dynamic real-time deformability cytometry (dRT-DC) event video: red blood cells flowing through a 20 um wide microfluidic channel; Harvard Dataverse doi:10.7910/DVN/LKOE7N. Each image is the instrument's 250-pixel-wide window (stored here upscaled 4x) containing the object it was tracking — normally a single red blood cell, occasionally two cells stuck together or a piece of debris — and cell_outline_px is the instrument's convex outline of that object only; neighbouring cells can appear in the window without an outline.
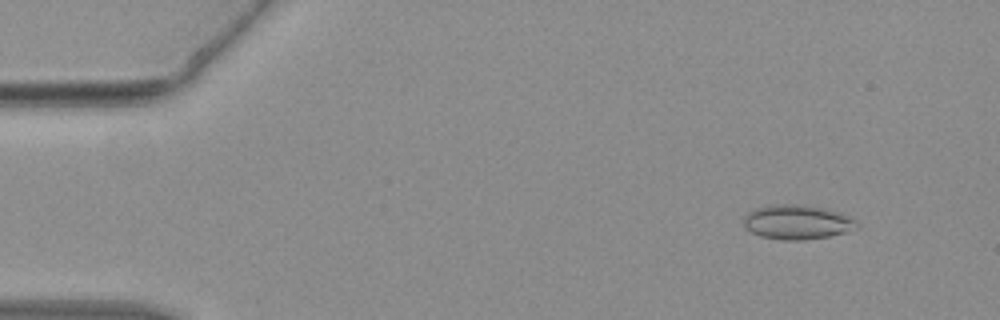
{"species": "common noctule bat (a hibernating species)", "species_latin": "Nyctalus noctula", "temperature_condition": "warm", "stored_images_in_passage": 17, "camera_frame_rate_fps": 3000, "um_per_image_px": 0.085, "animal": {"sex": "female", "body_mass_g": 19.3, "forearm_length_mm": 54.1}, "frame": {"image": 1, "passage_image": 5, "time_ms": 1.333, "image_size_px": [1000, 320], "cell_outline_px": [[860, 228], [848, 232], [828, 236], [804, 240], [780, 240], [760, 236], [744, 228], [744, 216], [748, 212], [756, 208], [776, 204], [808, 204], [840, 212], [852, 216], [860, 224]], "centroid_in_image_um": [67.82, 18.87], "position_along_channel_um": 17.2, "area_um2": 23.24}}
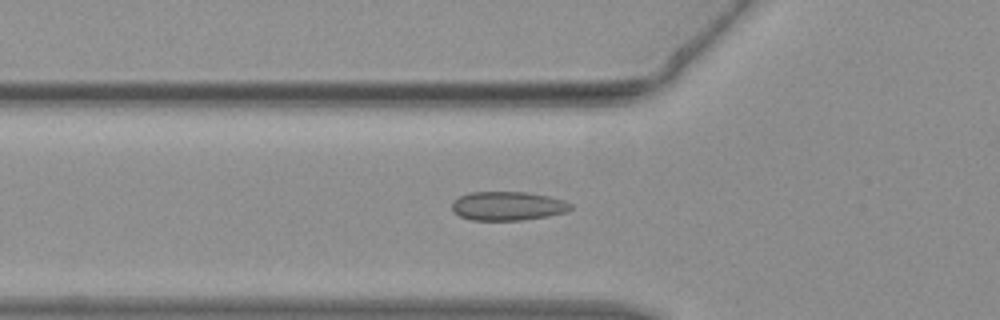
{"frame": {"image": 2, "passage_image": 16, "time_ms": 5.0, "image_size_px": [1000, 320], "cell_outline_px": [[572, 208], [564, 212], [548, 216], [524, 220], [472, 220], [460, 216], [452, 212], [452, 200], [468, 192], [524, 192], [548, 196], [564, 200], [572, 204]], "centroid_in_image_um": [43.12, 17.51], "position_along_channel_um": 82.7, "area_um2": 20.06}}